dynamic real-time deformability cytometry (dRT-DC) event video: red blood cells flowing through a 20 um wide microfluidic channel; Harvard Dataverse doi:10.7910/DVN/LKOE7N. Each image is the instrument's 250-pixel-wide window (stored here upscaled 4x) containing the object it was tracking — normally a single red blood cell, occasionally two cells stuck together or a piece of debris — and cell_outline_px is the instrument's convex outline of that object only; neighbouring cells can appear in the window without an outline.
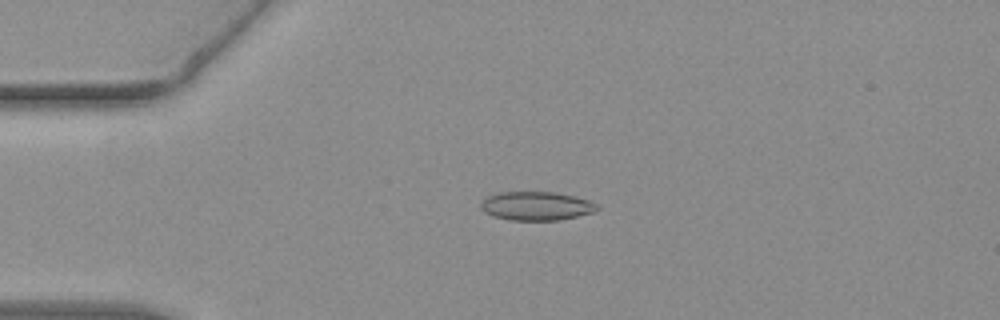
{"species": "common noctule bat (a hibernating species)", "species_latin": "Nyctalus noctula", "temperature_condition": "warm", "stored_images_in_passage": 54, "camera_frame_rate_fps": 3000, "um_per_image_px": 0.085, "animal": {"sex": "female", "body_mass_g": 19.3, "forearm_length_mm": 54.1}, "frame": {"image": 1, "passage_image": 13, "time_ms": 4.0, "image_size_px": [1000, 320], "cell_outline_px": [[600, 208], [592, 212], [560, 220], [508, 220], [492, 216], [484, 212], [480, 208], [480, 204], [488, 196], [496, 192], [556, 192], [576, 196], [588, 200], [596, 204]], "centroid_in_image_um": [45.56, 17.5], "position_along_channel_um": 39.4, "area_um2": 19.54}}
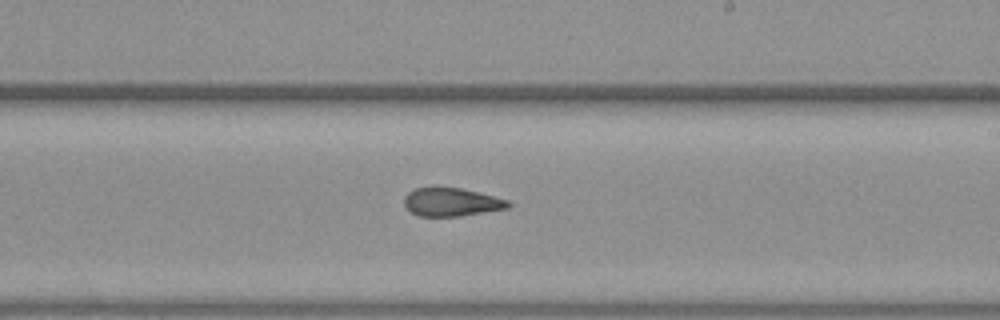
{"frame": {"image": 2, "passage_image": 32, "time_ms": 10.333, "image_size_px": [1000, 320], "cell_outline_px": [[512, 204], [508, 208], [460, 216], [416, 216], [404, 208], [404, 196], [408, 192], [416, 188], [436, 184], [460, 188], [508, 200]], "centroid_in_image_um": [38.28, 17.15], "position_along_channel_um": 250.7, "area_um2": 17.69}}
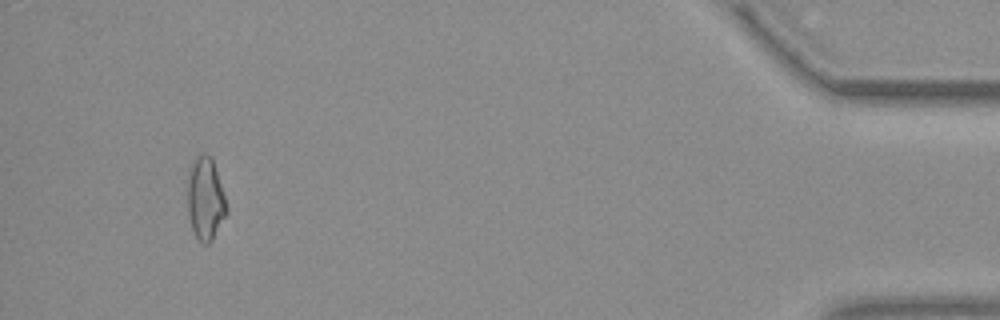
{"frame": {"image": 3, "passage_image": 51, "time_ms": 16.667, "image_size_px": [1000, 320], "cell_outline_px": [[228, 212], [212, 240], [208, 244], [200, 244], [192, 228], [188, 212], [188, 172], [192, 160], [200, 156], [212, 156], [224, 192], [228, 208]], "centroid_in_image_um": [17.48, 16.92], "position_along_channel_um": 417.7, "area_um2": 18.9}, "authors_computed_cell_mechanics": {"area_um2": 18.5538, "velocity_mm_per_s": 3.8128, "shape_relaxation_time_tau1_ms": null, "shape_relaxation_time_tau2_ms": 2.4319, "deformation_change_tau1": null, "deformation_change_tau2": 0.1097}}